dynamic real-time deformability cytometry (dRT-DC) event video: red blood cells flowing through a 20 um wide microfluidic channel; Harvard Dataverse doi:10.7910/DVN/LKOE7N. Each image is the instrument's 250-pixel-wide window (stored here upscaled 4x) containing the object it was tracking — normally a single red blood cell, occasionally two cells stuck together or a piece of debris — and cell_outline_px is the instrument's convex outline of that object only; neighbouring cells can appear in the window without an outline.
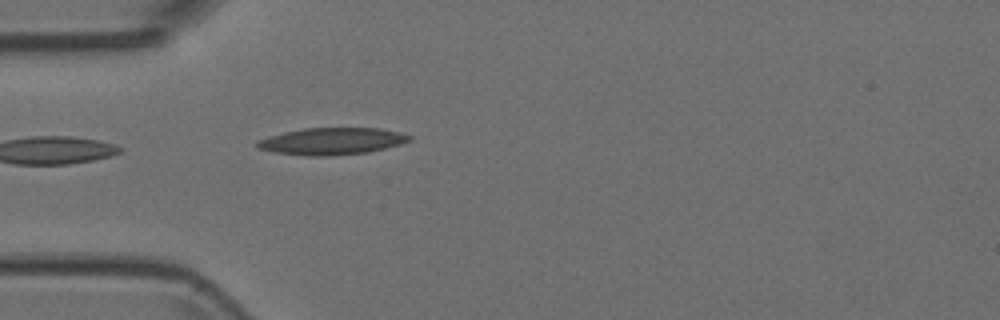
{"species": "Egyptian fruit bat (a non-hibernating species)", "species_latin": "Rousettus aegyptiacus", "temperature_condition": "room temperature", "stored_images_in_passage": 1, "camera_frame_rate_fps": 3000, "um_per_image_px": 0.085, "animal": {"sex": "female"}, "frame": {"image": 1, "passage_image": 1, "time_ms": 0.0, "image_size_px": [1000, 320], "cell_outline_px": [[412, 140], [400, 144], [368, 152], [328, 156], [312, 156], [272, 152], [256, 148], [256, 140], [268, 136], [284, 132], [304, 128], [380, 128], [400, 132], [412, 136]], "centroid_in_image_um": [28.18, 12.0], "position_along_channel_um": 56.8, "area_um2": 23.99}}